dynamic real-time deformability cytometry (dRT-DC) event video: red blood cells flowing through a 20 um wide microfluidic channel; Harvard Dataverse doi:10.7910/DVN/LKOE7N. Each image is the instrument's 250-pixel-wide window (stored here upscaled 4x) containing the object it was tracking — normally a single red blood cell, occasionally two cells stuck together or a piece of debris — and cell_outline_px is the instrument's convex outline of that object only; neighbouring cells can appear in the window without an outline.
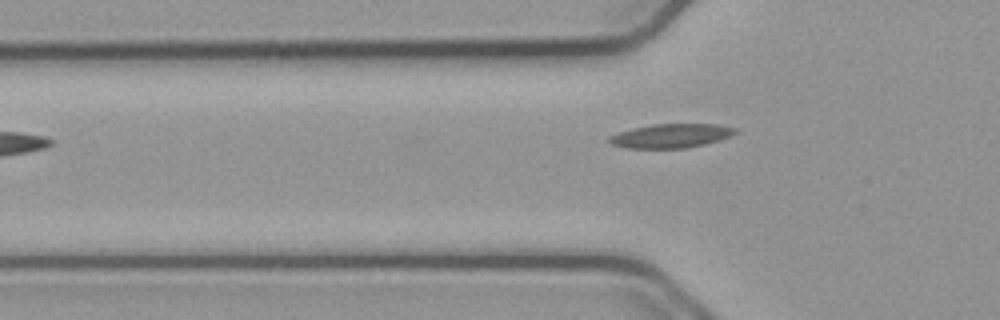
{"species": "common noctule bat (a hibernating species)", "species_latin": "Nyctalus noctula", "temperature_condition": "cold", "stored_images_in_passage": 36, "camera_frame_rate_fps": 3000, "um_per_image_px": 0.085, "animal": {"sex": "male", "body_mass_g": 23.1, "forearm_length_mm": 52.7}, "frame": {"image": 1, "passage_image": 3, "time_ms": 0.667, "image_size_px": [1000, 320], "cell_outline_px": [[736, 132], [728, 136], [704, 144], [688, 148], [628, 148], [612, 144], [608, 140], [608, 136], [632, 128], [652, 124], [716, 124], [736, 128]], "centroid_in_image_um": [56.99, 11.54], "position_along_channel_um": 68.8, "area_um2": 17.4}}
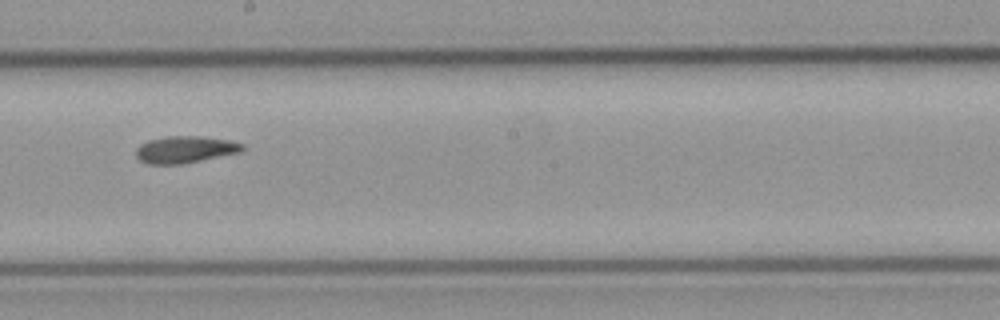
{"frame": {"image": 2, "passage_image": 16, "time_ms": 5.0, "image_size_px": [1000, 320], "cell_outline_px": [[244, 148], [240, 152], [180, 164], [148, 164], [140, 160], [136, 156], [136, 148], [140, 144], [148, 140], [164, 136], [200, 136], [228, 140], [244, 144]], "centroid_in_image_um": [15.69, 12.7], "position_along_channel_um": 232.5, "area_um2": 16.59}}
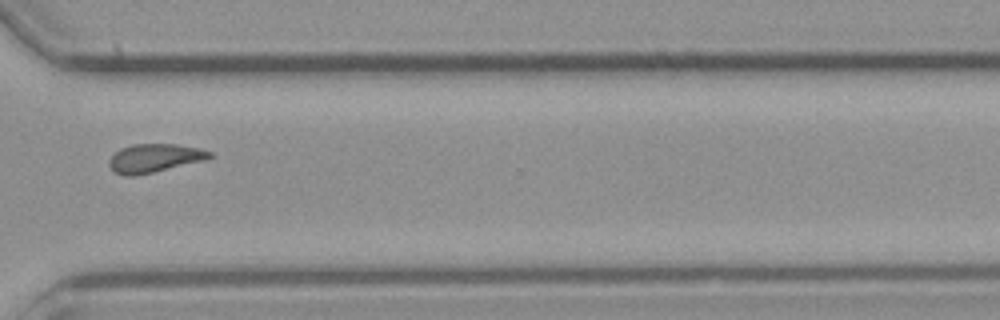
{"frame": {"image": 3, "passage_image": 26, "time_ms": 8.333, "image_size_px": [1000, 320], "cell_outline_px": [[212, 156], [204, 160], [152, 172], [132, 176], [128, 176], [116, 172], [108, 164], [108, 160], [120, 148], [132, 144], [176, 144], [200, 148], [212, 152]], "centroid_in_image_um": [13.12, 13.42], "position_along_channel_um": 357.5, "area_um2": 16.42}, "authors_computed_cell_mechanics": {"area_um2": 16.5308, "velocity_mm_per_s": 3.7574, "shape_relaxation_time_tau1_ms": 8.7696, "shape_relaxation_time_tau2_ms": null, "deformation_change_tau1": 0.1714, "deformation_change_tau2": null}}